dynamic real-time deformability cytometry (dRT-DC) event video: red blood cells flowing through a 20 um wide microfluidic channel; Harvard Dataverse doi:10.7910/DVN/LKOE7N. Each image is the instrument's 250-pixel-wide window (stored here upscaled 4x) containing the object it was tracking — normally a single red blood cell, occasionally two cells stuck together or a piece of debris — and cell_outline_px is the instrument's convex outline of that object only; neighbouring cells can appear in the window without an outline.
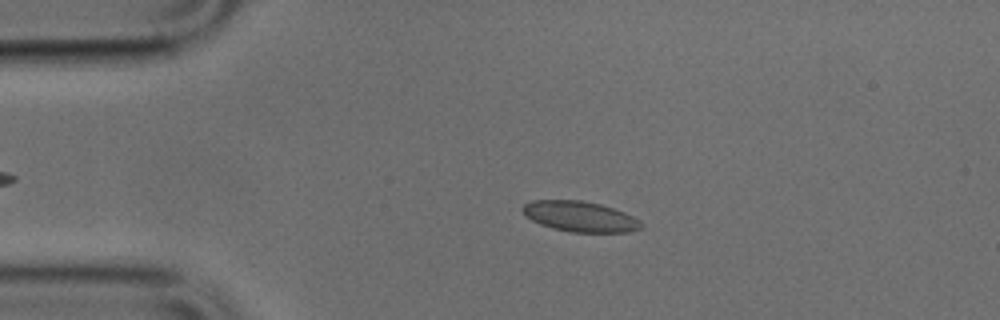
{"species": "common noctule bat (a hibernating species)", "species_latin": "Nyctalus noctula", "temperature_condition": "cold", "stored_images_in_passage": 43, "camera_frame_rate_fps": 3000, "um_per_image_px": 0.085, "animal": {"sex": "male", "body_mass_g": 17.9, "forearm_length_mm": 54.2}, "frame": {"image": 1, "passage_image": 10, "time_ms": 3.0, "image_size_px": [1000, 320], "cell_outline_px": [[644, 224], [640, 228], [628, 232], [572, 232], [552, 228], [540, 224], [524, 216], [520, 208], [524, 204], [532, 200], [580, 200], [600, 204], [624, 212], [640, 220]], "centroid_in_image_um": [49.26, 18.4], "position_along_channel_um": 35.7, "area_um2": 21.1}}
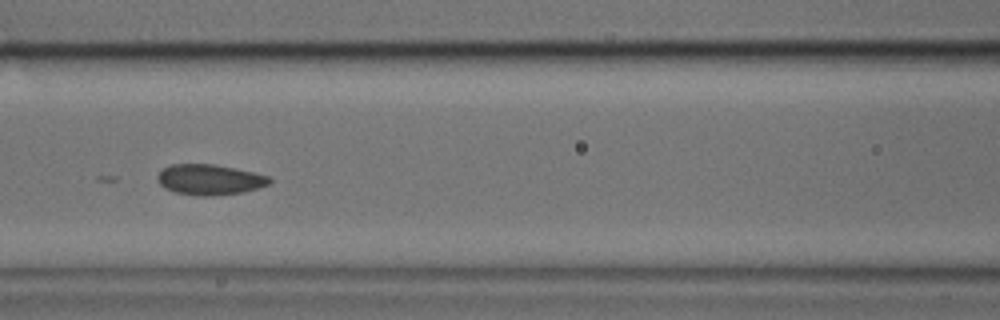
{"frame": {"image": 2, "passage_image": 21, "time_ms": 6.667, "image_size_px": [1000, 320], "cell_outline_px": [[272, 184], [244, 192], [212, 196], [200, 196], [176, 192], [164, 188], [156, 180], [156, 176], [168, 164], [216, 164], [256, 172], [272, 176]], "centroid_in_image_um": [17.87, 15.26], "position_along_channel_um": 148.7, "area_um2": 20.35}}
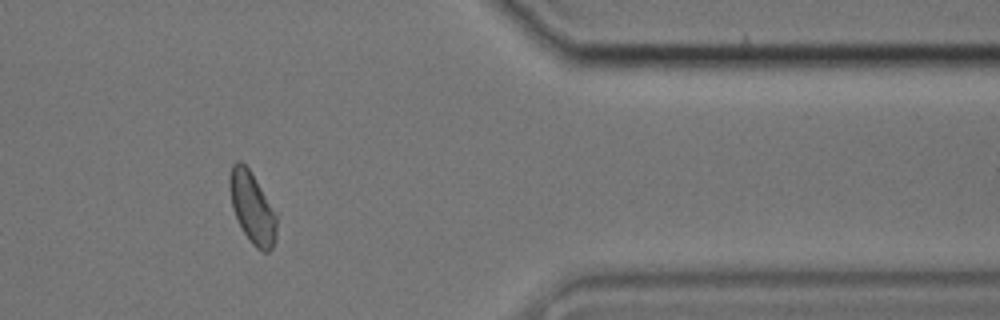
{"frame": {"image": 3, "passage_image": 41, "time_ms": 13.333, "image_size_px": [1000, 320], "cell_outline_px": [[276, 240], [272, 248], [268, 252], [264, 252], [256, 248], [252, 244], [244, 232], [236, 216], [232, 204], [228, 184], [228, 176], [232, 164], [236, 160], [240, 160], [248, 168], [260, 188], [276, 216]], "centroid_in_image_um": [21.41, 17.66], "position_along_channel_um": 390.0, "area_um2": 19.02}}